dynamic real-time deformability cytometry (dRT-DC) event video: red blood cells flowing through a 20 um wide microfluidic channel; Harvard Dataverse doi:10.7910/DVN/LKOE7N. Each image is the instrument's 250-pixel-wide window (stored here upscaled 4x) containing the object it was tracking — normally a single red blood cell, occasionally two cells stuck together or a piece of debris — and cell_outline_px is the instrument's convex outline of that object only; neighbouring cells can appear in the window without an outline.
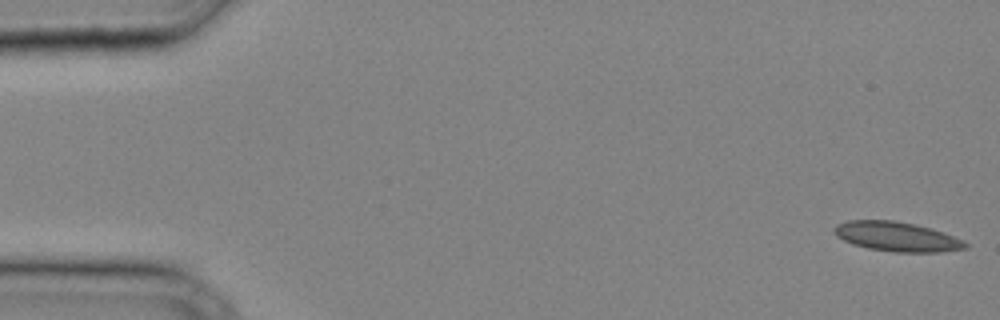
{"species": "common noctule bat (a hibernating species)", "species_latin": "Nyctalus noctula", "temperature_condition": "cold", "stored_images_in_passage": 35, "camera_frame_rate_fps": 3000, "um_per_image_px": 0.085, "animal": {"sex": "male", "body_mass_g": 20.4}, "frame": {"image": 1, "passage_image": 1, "time_ms": 0.0, "image_size_px": [1000, 320], "cell_outline_px": [[968, 248], [940, 252], [896, 252], [868, 248], [852, 244], [836, 236], [832, 228], [836, 224], [848, 220], [892, 220], [912, 224], [944, 232], [964, 240], [968, 244]], "centroid_in_image_um": [76.22, 20.11], "position_along_channel_um": 8.8, "area_um2": 22.54}}